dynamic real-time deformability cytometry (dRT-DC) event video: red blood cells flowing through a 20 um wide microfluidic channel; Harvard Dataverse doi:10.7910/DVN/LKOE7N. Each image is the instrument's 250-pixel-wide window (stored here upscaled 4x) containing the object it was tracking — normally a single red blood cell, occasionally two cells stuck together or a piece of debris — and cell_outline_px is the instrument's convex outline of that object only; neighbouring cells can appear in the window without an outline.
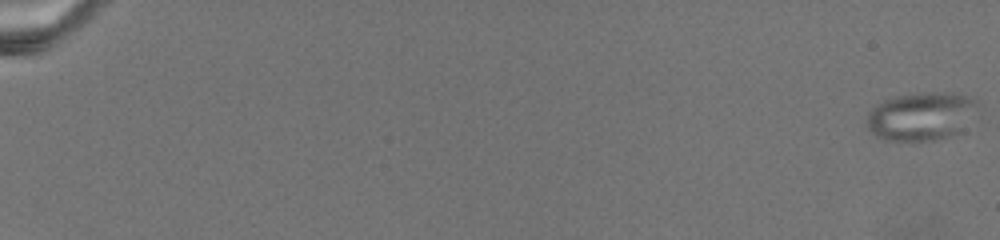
{"species": "common noctule bat (a hibernating species)", "species_latin": "Nyctalus noctula", "temperature_condition": "warm", "stored_images_in_passage": 80, "camera_frame_rate_fps": 3000, "um_per_image_px": 0.085, "animal": {"sex": "female", "body_mass_g": 19.5, "forearm_length_mm": 54.1}, "frame": {"image": 1, "passage_image": 1, "time_ms": 0.0, "image_size_px": [1000, 240], "cell_outline_px": [[976, 104], [960, 132], [948, 136], [932, 140], [884, 140], [876, 136], [868, 128], [868, 112], [872, 108], [884, 100], [892, 96], [924, 92], [952, 92], [972, 96], [976, 100]], "centroid_in_image_um": [78.25, 9.85], "position_along_channel_um": 6.7, "area_um2": 30.75}}
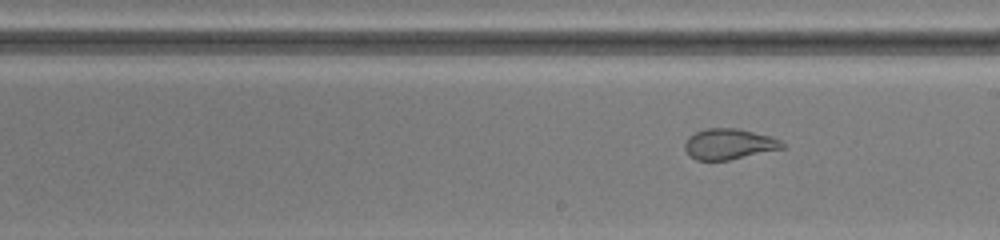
{"frame": {"image": 2, "passage_image": 49, "time_ms": 16.0, "image_size_px": [1000, 240], "cell_outline_px": [[784, 148], [728, 160], [696, 160], [688, 156], [684, 148], [684, 144], [688, 136], [704, 128], [740, 128], [768, 136], [780, 140], [784, 144]], "centroid_in_image_um": [61.91, 12.24], "position_along_channel_um": 227.1, "area_um2": 17.46}}
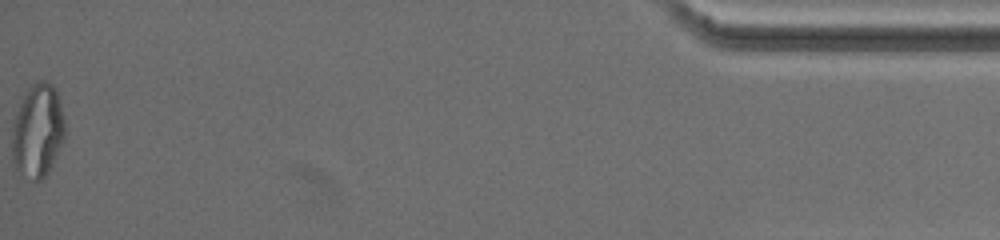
{"frame": {"image": 3, "passage_image": 80, "time_ms": 26.333, "image_size_px": [1000, 240], "cell_outline_px": [[68, 132], [48, 172], [40, 180], [32, 180], [16, 168], [12, 164], [12, 124], [20, 104], [24, 96], [32, 84], [36, 80], [44, 80], [52, 84], [56, 88]], "centroid_in_image_um": [3.23, 11.1], "position_along_channel_um": 432.0, "area_um2": 29.02}}